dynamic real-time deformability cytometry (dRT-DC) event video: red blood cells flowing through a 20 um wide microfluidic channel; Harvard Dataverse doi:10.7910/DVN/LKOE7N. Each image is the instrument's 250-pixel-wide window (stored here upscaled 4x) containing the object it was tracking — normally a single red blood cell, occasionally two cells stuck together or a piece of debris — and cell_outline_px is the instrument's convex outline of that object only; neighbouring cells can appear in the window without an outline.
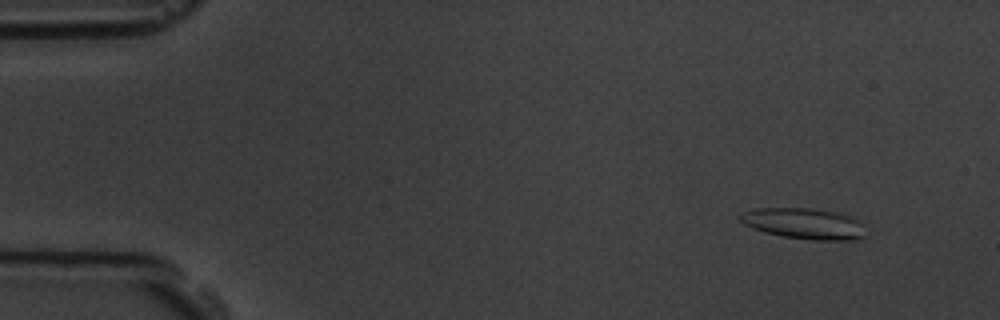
{"species": "common noctule bat (a hibernating species)", "species_latin": "Nyctalus noctula", "temperature_condition": "room temperature", "stored_images_in_passage": 5, "camera_frame_rate_fps": 3000, "um_per_image_px": 0.085, "animal": {"sex": "male", "body_mass_g": 19.5, "forearm_length_mm": 54.6}, "frame": {"image": 1, "passage_image": 1, "time_ms": 0.0, "image_size_px": [1000, 320], "cell_outline_px": [[864, 236], [856, 240], [812, 240], [784, 236], [764, 232], [752, 228], [744, 224], [740, 220], [740, 212], [756, 208], [808, 208], [836, 212], [848, 216], [856, 220], [860, 224]], "centroid_in_image_um": [68.27, 19.0], "position_along_channel_um": 16.7, "area_um2": 22.31}}
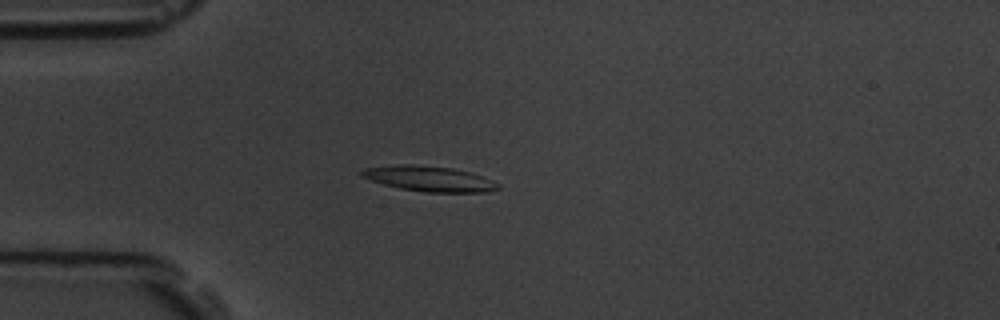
{"frame": {"image": 2, "passage_image": 4, "time_ms": 3.333, "image_size_px": [1000, 320], "cell_outline_px": [[500, 188], [488, 192], [424, 192], [400, 188], [384, 184], [360, 176], [360, 172], [364, 168], [400, 164], [408, 164], [452, 168], [472, 172], [492, 180], [500, 184]], "centroid_in_image_um": [36.52, 15.19], "position_along_channel_um": 48.5, "area_um2": 20.06}}